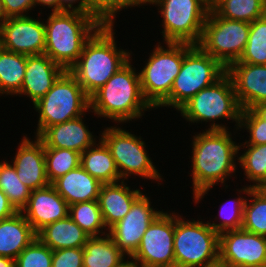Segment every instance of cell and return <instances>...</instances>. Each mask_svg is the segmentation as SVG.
<instances>
[{
	"label": "cell",
	"mask_w": 266,
	"mask_h": 267,
	"mask_svg": "<svg viewBox=\"0 0 266 267\" xmlns=\"http://www.w3.org/2000/svg\"><path fill=\"white\" fill-rule=\"evenodd\" d=\"M227 130H206L193 137L192 182L193 201L198 203L214 184L226 182L236 171L239 144Z\"/></svg>",
	"instance_id": "1"
},
{
	"label": "cell",
	"mask_w": 266,
	"mask_h": 267,
	"mask_svg": "<svg viewBox=\"0 0 266 267\" xmlns=\"http://www.w3.org/2000/svg\"><path fill=\"white\" fill-rule=\"evenodd\" d=\"M114 25H101L85 42L76 63L68 70L91 97L130 58V53L117 49Z\"/></svg>",
	"instance_id": "2"
},
{
	"label": "cell",
	"mask_w": 266,
	"mask_h": 267,
	"mask_svg": "<svg viewBox=\"0 0 266 267\" xmlns=\"http://www.w3.org/2000/svg\"><path fill=\"white\" fill-rule=\"evenodd\" d=\"M44 25V54L65 71L76 63L85 42L101 26L90 14L75 10L52 12Z\"/></svg>",
	"instance_id": "3"
},
{
	"label": "cell",
	"mask_w": 266,
	"mask_h": 267,
	"mask_svg": "<svg viewBox=\"0 0 266 267\" xmlns=\"http://www.w3.org/2000/svg\"><path fill=\"white\" fill-rule=\"evenodd\" d=\"M130 60L90 97V111L119 122L140 118L152 107L144 99L139 74Z\"/></svg>",
	"instance_id": "4"
},
{
	"label": "cell",
	"mask_w": 266,
	"mask_h": 267,
	"mask_svg": "<svg viewBox=\"0 0 266 267\" xmlns=\"http://www.w3.org/2000/svg\"><path fill=\"white\" fill-rule=\"evenodd\" d=\"M34 105L39 113L36 137L47 127L78 118L90 110V97L75 77L64 71L52 88Z\"/></svg>",
	"instance_id": "5"
},
{
	"label": "cell",
	"mask_w": 266,
	"mask_h": 267,
	"mask_svg": "<svg viewBox=\"0 0 266 267\" xmlns=\"http://www.w3.org/2000/svg\"><path fill=\"white\" fill-rule=\"evenodd\" d=\"M178 111L189 122L213 121L208 130H228L215 120L228 118L236 121L239 129L242 108L236 97L231 77L225 73L213 85L203 88Z\"/></svg>",
	"instance_id": "6"
},
{
	"label": "cell",
	"mask_w": 266,
	"mask_h": 267,
	"mask_svg": "<svg viewBox=\"0 0 266 267\" xmlns=\"http://www.w3.org/2000/svg\"><path fill=\"white\" fill-rule=\"evenodd\" d=\"M165 44L166 49L160 43L155 46L146 65L138 73L143 97L152 108H158L170 95L184 55L194 46L184 42Z\"/></svg>",
	"instance_id": "7"
},
{
	"label": "cell",
	"mask_w": 266,
	"mask_h": 267,
	"mask_svg": "<svg viewBox=\"0 0 266 267\" xmlns=\"http://www.w3.org/2000/svg\"><path fill=\"white\" fill-rule=\"evenodd\" d=\"M220 234L209 221H185L174 213L175 267H206L219 260Z\"/></svg>",
	"instance_id": "8"
},
{
	"label": "cell",
	"mask_w": 266,
	"mask_h": 267,
	"mask_svg": "<svg viewBox=\"0 0 266 267\" xmlns=\"http://www.w3.org/2000/svg\"><path fill=\"white\" fill-rule=\"evenodd\" d=\"M226 73V68L211 55L194 45L183 58L170 95L158 107L179 110L203 88L213 85Z\"/></svg>",
	"instance_id": "9"
},
{
	"label": "cell",
	"mask_w": 266,
	"mask_h": 267,
	"mask_svg": "<svg viewBox=\"0 0 266 267\" xmlns=\"http://www.w3.org/2000/svg\"><path fill=\"white\" fill-rule=\"evenodd\" d=\"M150 4L160 6L165 42L199 43L210 10L206 0H152Z\"/></svg>",
	"instance_id": "10"
},
{
	"label": "cell",
	"mask_w": 266,
	"mask_h": 267,
	"mask_svg": "<svg viewBox=\"0 0 266 267\" xmlns=\"http://www.w3.org/2000/svg\"><path fill=\"white\" fill-rule=\"evenodd\" d=\"M249 31L250 23L222 18L210 8L197 45L227 68L242 56Z\"/></svg>",
	"instance_id": "11"
},
{
	"label": "cell",
	"mask_w": 266,
	"mask_h": 267,
	"mask_svg": "<svg viewBox=\"0 0 266 267\" xmlns=\"http://www.w3.org/2000/svg\"><path fill=\"white\" fill-rule=\"evenodd\" d=\"M114 158L122 180L129 175H139L145 179L162 180L160 173L149 158L145 143L141 137L119 127H107L100 138ZM124 178V179H123Z\"/></svg>",
	"instance_id": "12"
},
{
	"label": "cell",
	"mask_w": 266,
	"mask_h": 267,
	"mask_svg": "<svg viewBox=\"0 0 266 267\" xmlns=\"http://www.w3.org/2000/svg\"><path fill=\"white\" fill-rule=\"evenodd\" d=\"M171 214L162 211L143 234L131 257L139 267H175L174 213Z\"/></svg>",
	"instance_id": "13"
},
{
	"label": "cell",
	"mask_w": 266,
	"mask_h": 267,
	"mask_svg": "<svg viewBox=\"0 0 266 267\" xmlns=\"http://www.w3.org/2000/svg\"><path fill=\"white\" fill-rule=\"evenodd\" d=\"M162 211H155L147 196L142 194L125 217L108 231L116 246L128 257L135 254L149 225Z\"/></svg>",
	"instance_id": "14"
},
{
	"label": "cell",
	"mask_w": 266,
	"mask_h": 267,
	"mask_svg": "<svg viewBox=\"0 0 266 267\" xmlns=\"http://www.w3.org/2000/svg\"><path fill=\"white\" fill-rule=\"evenodd\" d=\"M219 260L232 267H250L266 262V237L244 229L220 233Z\"/></svg>",
	"instance_id": "15"
},
{
	"label": "cell",
	"mask_w": 266,
	"mask_h": 267,
	"mask_svg": "<svg viewBox=\"0 0 266 267\" xmlns=\"http://www.w3.org/2000/svg\"><path fill=\"white\" fill-rule=\"evenodd\" d=\"M1 48L27 56L44 54V22L30 16L7 18L2 23Z\"/></svg>",
	"instance_id": "16"
},
{
	"label": "cell",
	"mask_w": 266,
	"mask_h": 267,
	"mask_svg": "<svg viewBox=\"0 0 266 267\" xmlns=\"http://www.w3.org/2000/svg\"><path fill=\"white\" fill-rule=\"evenodd\" d=\"M242 110L266 103V65L232 63L226 68Z\"/></svg>",
	"instance_id": "17"
},
{
	"label": "cell",
	"mask_w": 266,
	"mask_h": 267,
	"mask_svg": "<svg viewBox=\"0 0 266 267\" xmlns=\"http://www.w3.org/2000/svg\"><path fill=\"white\" fill-rule=\"evenodd\" d=\"M27 222L37 233L44 226L69 215L68 203L52 184L31 192L27 205L21 210Z\"/></svg>",
	"instance_id": "18"
},
{
	"label": "cell",
	"mask_w": 266,
	"mask_h": 267,
	"mask_svg": "<svg viewBox=\"0 0 266 267\" xmlns=\"http://www.w3.org/2000/svg\"><path fill=\"white\" fill-rule=\"evenodd\" d=\"M35 138L31 141L24 136L12 161L19 180L32 191L50 184L46 176L44 144Z\"/></svg>",
	"instance_id": "19"
},
{
	"label": "cell",
	"mask_w": 266,
	"mask_h": 267,
	"mask_svg": "<svg viewBox=\"0 0 266 267\" xmlns=\"http://www.w3.org/2000/svg\"><path fill=\"white\" fill-rule=\"evenodd\" d=\"M65 70L48 55H26V71L18 94L29 97L33 104L41 99Z\"/></svg>",
	"instance_id": "20"
},
{
	"label": "cell",
	"mask_w": 266,
	"mask_h": 267,
	"mask_svg": "<svg viewBox=\"0 0 266 267\" xmlns=\"http://www.w3.org/2000/svg\"><path fill=\"white\" fill-rule=\"evenodd\" d=\"M82 119L83 115L61 124L47 127L38 138L43 142L44 148L71 149L82 153L96 143V139Z\"/></svg>",
	"instance_id": "21"
},
{
	"label": "cell",
	"mask_w": 266,
	"mask_h": 267,
	"mask_svg": "<svg viewBox=\"0 0 266 267\" xmlns=\"http://www.w3.org/2000/svg\"><path fill=\"white\" fill-rule=\"evenodd\" d=\"M142 194L140 189L130 190L124 180L120 184L115 182L101 185L97 201L105 226L108 227L106 231L125 217Z\"/></svg>",
	"instance_id": "22"
},
{
	"label": "cell",
	"mask_w": 266,
	"mask_h": 267,
	"mask_svg": "<svg viewBox=\"0 0 266 267\" xmlns=\"http://www.w3.org/2000/svg\"><path fill=\"white\" fill-rule=\"evenodd\" d=\"M52 185L70 206L79 202L97 201L102 184L79 166L56 179Z\"/></svg>",
	"instance_id": "23"
},
{
	"label": "cell",
	"mask_w": 266,
	"mask_h": 267,
	"mask_svg": "<svg viewBox=\"0 0 266 267\" xmlns=\"http://www.w3.org/2000/svg\"><path fill=\"white\" fill-rule=\"evenodd\" d=\"M36 237L32 226L18 211L0 221V256L15 260Z\"/></svg>",
	"instance_id": "24"
},
{
	"label": "cell",
	"mask_w": 266,
	"mask_h": 267,
	"mask_svg": "<svg viewBox=\"0 0 266 267\" xmlns=\"http://www.w3.org/2000/svg\"><path fill=\"white\" fill-rule=\"evenodd\" d=\"M36 236L52 251L84 247L89 238L69 215L44 226L36 233Z\"/></svg>",
	"instance_id": "25"
},
{
	"label": "cell",
	"mask_w": 266,
	"mask_h": 267,
	"mask_svg": "<svg viewBox=\"0 0 266 267\" xmlns=\"http://www.w3.org/2000/svg\"><path fill=\"white\" fill-rule=\"evenodd\" d=\"M99 140V144L94 143L81 153L80 166L101 184L120 182L114 158L106 144Z\"/></svg>",
	"instance_id": "26"
},
{
	"label": "cell",
	"mask_w": 266,
	"mask_h": 267,
	"mask_svg": "<svg viewBox=\"0 0 266 267\" xmlns=\"http://www.w3.org/2000/svg\"><path fill=\"white\" fill-rule=\"evenodd\" d=\"M83 249V267H118L126 260L108 233L89 237Z\"/></svg>",
	"instance_id": "27"
},
{
	"label": "cell",
	"mask_w": 266,
	"mask_h": 267,
	"mask_svg": "<svg viewBox=\"0 0 266 267\" xmlns=\"http://www.w3.org/2000/svg\"><path fill=\"white\" fill-rule=\"evenodd\" d=\"M26 71V55L0 48V94L20 92Z\"/></svg>",
	"instance_id": "28"
},
{
	"label": "cell",
	"mask_w": 266,
	"mask_h": 267,
	"mask_svg": "<svg viewBox=\"0 0 266 267\" xmlns=\"http://www.w3.org/2000/svg\"><path fill=\"white\" fill-rule=\"evenodd\" d=\"M210 8L222 18L252 23L266 15V0H215Z\"/></svg>",
	"instance_id": "29"
},
{
	"label": "cell",
	"mask_w": 266,
	"mask_h": 267,
	"mask_svg": "<svg viewBox=\"0 0 266 267\" xmlns=\"http://www.w3.org/2000/svg\"><path fill=\"white\" fill-rule=\"evenodd\" d=\"M242 189L240 192L253 197L251 203L249 199L245 201L242 229L266 237V188L245 186Z\"/></svg>",
	"instance_id": "30"
},
{
	"label": "cell",
	"mask_w": 266,
	"mask_h": 267,
	"mask_svg": "<svg viewBox=\"0 0 266 267\" xmlns=\"http://www.w3.org/2000/svg\"><path fill=\"white\" fill-rule=\"evenodd\" d=\"M69 216L89 237L100 236V233L102 236L105 235L103 229H106V226L98 201L79 202L70 205Z\"/></svg>",
	"instance_id": "31"
},
{
	"label": "cell",
	"mask_w": 266,
	"mask_h": 267,
	"mask_svg": "<svg viewBox=\"0 0 266 267\" xmlns=\"http://www.w3.org/2000/svg\"><path fill=\"white\" fill-rule=\"evenodd\" d=\"M248 150L237 158L252 188H266V144L245 145Z\"/></svg>",
	"instance_id": "32"
},
{
	"label": "cell",
	"mask_w": 266,
	"mask_h": 267,
	"mask_svg": "<svg viewBox=\"0 0 266 267\" xmlns=\"http://www.w3.org/2000/svg\"><path fill=\"white\" fill-rule=\"evenodd\" d=\"M0 190L17 211H21L27 205L32 192L19 180L14 166L6 160L0 162Z\"/></svg>",
	"instance_id": "33"
},
{
	"label": "cell",
	"mask_w": 266,
	"mask_h": 267,
	"mask_svg": "<svg viewBox=\"0 0 266 267\" xmlns=\"http://www.w3.org/2000/svg\"><path fill=\"white\" fill-rule=\"evenodd\" d=\"M46 176L50 184L80 166L81 153L62 148H44Z\"/></svg>",
	"instance_id": "34"
},
{
	"label": "cell",
	"mask_w": 266,
	"mask_h": 267,
	"mask_svg": "<svg viewBox=\"0 0 266 267\" xmlns=\"http://www.w3.org/2000/svg\"><path fill=\"white\" fill-rule=\"evenodd\" d=\"M233 63L266 65V15L250 23L245 50L240 59Z\"/></svg>",
	"instance_id": "35"
},
{
	"label": "cell",
	"mask_w": 266,
	"mask_h": 267,
	"mask_svg": "<svg viewBox=\"0 0 266 267\" xmlns=\"http://www.w3.org/2000/svg\"><path fill=\"white\" fill-rule=\"evenodd\" d=\"M52 250L37 237L15 259V267H51Z\"/></svg>",
	"instance_id": "36"
},
{
	"label": "cell",
	"mask_w": 266,
	"mask_h": 267,
	"mask_svg": "<svg viewBox=\"0 0 266 267\" xmlns=\"http://www.w3.org/2000/svg\"><path fill=\"white\" fill-rule=\"evenodd\" d=\"M88 14L93 16L101 25H114L116 13L123 8L136 5L131 0H87Z\"/></svg>",
	"instance_id": "37"
},
{
	"label": "cell",
	"mask_w": 266,
	"mask_h": 267,
	"mask_svg": "<svg viewBox=\"0 0 266 267\" xmlns=\"http://www.w3.org/2000/svg\"><path fill=\"white\" fill-rule=\"evenodd\" d=\"M233 203L232 207L228 206L226 210V206L223 205L220 208V216L222 222L219 224L209 223V226L216 231L217 233H222L228 230H235V229H241L243 224V214H244V204L246 201V198H240L238 197L235 200H231ZM231 204V203H230ZM231 208V209H230ZM230 210V211H229ZM229 211V212H228ZM226 212V213H224ZM228 212V213H227ZM224 214V215H223Z\"/></svg>",
	"instance_id": "38"
},
{
	"label": "cell",
	"mask_w": 266,
	"mask_h": 267,
	"mask_svg": "<svg viewBox=\"0 0 266 267\" xmlns=\"http://www.w3.org/2000/svg\"><path fill=\"white\" fill-rule=\"evenodd\" d=\"M239 128H246L249 132V141H245L244 145H261L266 144V122L261 119L252 109H244L241 112Z\"/></svg>",
	"instance_id": "39"
},
{
	"label": "cell",
	"mask_w": 266,
	"mask_h": 267,
	"mask_svg": "<svg viewBox=\"0 0 266 267\" xmlns=\"http://www.w3.org/2000/svg\"><path fill=\"white\" fill-rule=\"evenodd\" d=\"M83 247L52 251L51 267H83Z\"/></svg>",
	"instance_id": "40"
},
{
	"label": "cell",
	"mask_w": 266,
	"mask_h": 267,
	"mask_svg": "<svg viewBox=\"0 0 266 267\" xmlns=\"http://www.w3.org/2000/svg\"><path fill=\"white\" fill-rule=\"evenodd\" d=\"M6 17H25L26 12L34 8V0H2ZM25 12V15L23 14Z\"/></svg>",
	"instance_id": "41"
},
{
	"label": "cell",
	"mask_w": 266,
	"mask_h": 267,
	"mask_svg": "<svg viewBox=\"0 0 266 267\" xmlns=\"http://www.w3.org/2000/svg\"><path fill=\"white\" fill-rule=\"evenodd\" d=\"M17 212L9 202L8 197L0 190V221L13 216Z\"/></svg>",
	"instance_id": "42"
},
{
	"label": "cell",
	"mask_w": 266,
	"mask_h": 267,
	"mask_svg": "<svg viewBox=\"0 0 266 267\" xmlns=\"http://www.w3.org/2000/svg\"><path fill=\"white\" fill-rule=\"evenodd\" d=\"M76 2L79 4L73 7V4ZM68 10L69 11L75 10V11H80L83 13H88V2L87 0H61V12L68 11Z\"/></svg>",
	"instance_id": "43"
},
{
	"label": "cell",
	"mask_w": 266,
	"mask_h": 267,
	"mask_svg": "<svg viewBox=\"0 0 266 267\" xmlns=\"http://www.w3.org/2000/svg\"><path fill=\"white\" fill-rule=\"evenodd\" d=\"M35 7L36 5H44L52 8V12H61V0H34Z\"/></svg>",
	"instance_id": "44"
},
{
	"label": "cell",
	"mask_w": 266,
	"mask_h": 267,
	"mask_svg": "<svg viewBox=\"0 0 266 267\" xmlns=\"http://www.w3.org/2000/svg\"><path fill=\"white\" fill-rule=\"evenodd\" d=\"M252 110L266 122V103L258 104Z\"/></svg>",
	"instance_id": "45"
},
{
	"label": "cell",
	"mask_w": 266,
	"mask_h": 267,
	"mask_svg": "<svg viewBox=\"0 0 266 267\" xmlns=\"http://www.w3.org/2000/svg\"><path fill=\"white\" fill-rule=\"evenodd\" d=\"M0 267H15V260L0 256Z\"/></svg>",
	"instance_id": "46"
},
{
	"label": "cell",
	"mask_w": 266,
	"mask_h": 267,
	"mask_svg": "<svg viewBox=\"0 0 266 267\" xmlns=\"http://www.w3.org/2000/svg\"><path fill=\"white\" fill-rule=\"evenodd\" d=\"M7 19L3 6V1L0 0V23H3Z\"/></svg>",
	"instance_id": "47"
},
{
	"label": "cell",
	"mask_w": 266,
	"mask_h": 267,
	"mask_svg": "<svg viewBox=\"0 0 266 267\" xmlns=\"http://www.w3.org/2000/svg\"><path fill=\"white\" fill-rule=\"evenodd\" d=\"M206 267H232V266L218 260L217 262L209 264Z\"/></svg>",
	"instance_id": "48"
},
{
	"label": "cell",
	"mask_w": 266,
	"mask_h": 267,
	"mask_svg": "<svg viewBox=\"0 0 266 267\" xmlns=\"http://www.w3.org/2000/svg\"><path fill=\"white\" fill-rule=\"evenodd\" d=\"M118 267H139V266L133 260H131V261L125 260Z\"/></svg>",
	"instance_id": "49"
},
{
	"label": "cell",
	"mask_w": 266,
	"mask_h": 267,
	"mask_svg": "<svg viewBox=\"0 0 266 267\" xmlns=\"http://www.w3.org/2000/svg\"><path fill=\"white\" fill-rule=\"evenodd\" d=\"M136 6H142L141 4H150L152 0H131Z\"/></svg>",
	"instance_id": "50"
},
{
	"label": "cell",
	"mask_w": 266,
	"mask_h": 267,
	"mask_svg": "<svg viewBox=\"0 0 266 267\" xmlns=\"http://www.w3.org/2000/svg\"><path fill=\"white\" fill-rule=\"evenodd\" d=\"M250 267H266V262Z\"/></svg>",
	"instance_id": "51"
},
{
	"label": "cell",
	"mask_w": 266,
	"mask_h": 267,
	"mask_svg": "<svg viewBox=\"0 0 266 267\" xmlns=\"http://www.w3.org/2000/svg\"><path fill=\"white\" fill-rule=\"evenodd\" d=\"M2 23H0V48H1Z\"/></svg>",
	"instance_id": "52"
},
{
	"label": "cell",
	"mask_w": 266,
	"mask_h": 267,
	"mask_svg": "<svg viewBox=\"0 0 266 267\" xmlns=\"http://www.w3.org/2000/svg\"><path fill=\"white\" fill-rule=\"evenodd\" d=\"M210 5L215 1V0H206Z\"/></svg>",
	"instance_id": "53"
}]
</instances>
